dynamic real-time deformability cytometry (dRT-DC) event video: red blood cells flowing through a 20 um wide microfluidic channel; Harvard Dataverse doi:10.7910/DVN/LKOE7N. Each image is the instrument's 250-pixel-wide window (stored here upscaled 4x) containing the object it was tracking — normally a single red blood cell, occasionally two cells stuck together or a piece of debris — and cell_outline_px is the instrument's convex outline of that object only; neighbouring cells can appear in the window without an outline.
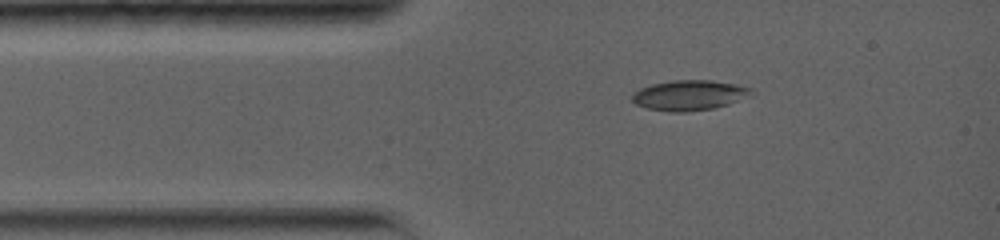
{"species": "common noctule bat (a hibernating species)", "species_latin": "Nyctalus noctula", "temperature_condition": "warm", "stored_images_in_passage": 2, "camera_frame_rate_fps": 5000, "um_per_image_px": 0.085, "animal": {"sex": "female", "body_mass_g": 19.0, "forearm_length_mm": 56.7}, "frame": {"image": 1, "passage_image": 1, "time_ms": 0.0, "image_size_px": [1000, 240], "cell_outline_px": [[756, 92], [752, 96], [728, 104], [712, 108], [684, 112], [668, 112], [648, 108], [636, 104], [632, 100], [632, 92], [640, 88], [652, 84], [672, 80], [712, 80], [736, 84], [752, 88]], "centroid_in_image_um": [58.62, 8.09], "position_along_channel_um": 26.4, "area_um2": 21.15}}